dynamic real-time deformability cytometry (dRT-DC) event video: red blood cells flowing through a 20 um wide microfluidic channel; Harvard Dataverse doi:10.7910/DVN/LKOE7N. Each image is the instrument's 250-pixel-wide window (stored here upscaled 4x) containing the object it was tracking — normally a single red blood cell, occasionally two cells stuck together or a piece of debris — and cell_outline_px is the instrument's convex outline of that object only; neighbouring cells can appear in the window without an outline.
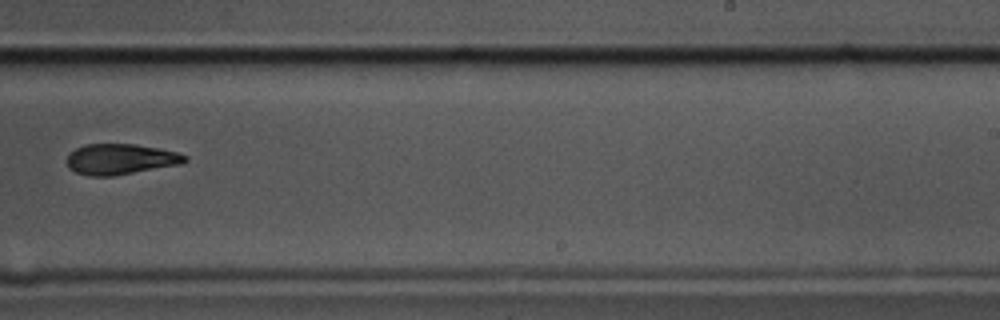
{"species": "common noctule bat (a hibernating species)", "species_latin": "Nyctalus noctula", "temperature_condition": "cold", "stored_images_in_passage": 8, "camera_frame_rate_fps": 3000, "um_per_image_px": 0.085, "animal": {"sex": "male", "body_mass_g": 17.5, "forearm_length_mm": 52.3}, "frame": {"image": 1, "passage_image": 8, "time_ms": 2.333, "image_size_px": [1000, 320], "cell_outline_px": [[188, 160], [180, 164], [112, 176], [88, 176], [76, 172], [68, 168], [68, 152], [84, 144], [136, 144], [176, 152], [188, 156]], "centroid_in_image_um": [10.21, 13.52], "position_along_channel_um": 278.8, "area_um2": 20.98}}